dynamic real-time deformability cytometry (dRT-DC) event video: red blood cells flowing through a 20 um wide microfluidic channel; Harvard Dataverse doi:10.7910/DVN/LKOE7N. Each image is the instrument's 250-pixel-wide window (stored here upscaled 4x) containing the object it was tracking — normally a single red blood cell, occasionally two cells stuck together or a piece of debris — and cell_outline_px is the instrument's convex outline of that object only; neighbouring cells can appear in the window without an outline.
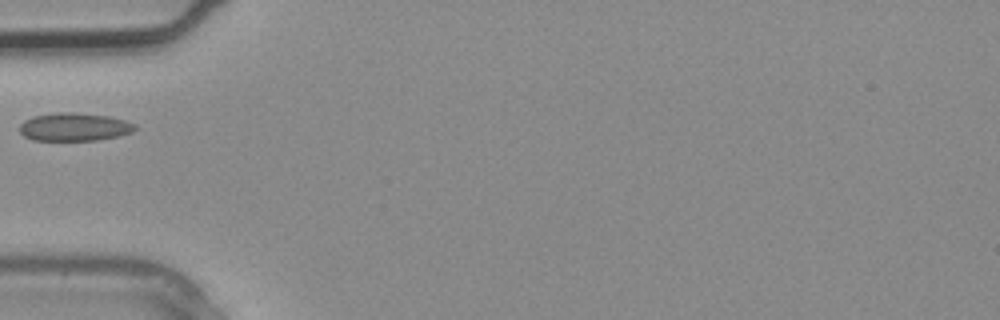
{"species": "common noctule bat (a hibernating species)", "species_latin": "Nyctalus noctula", "temperature_condition": "warm", "stored_images_in_passage": 1, "camera_frame_rate_fps": 3000, "um_per_image_px": 0.085, "animal": {"sex": "male", "body_mass_g": 20.4}, "frame": {"image": 1, "passage_image": 1, "time_ms": 0.0, "image_size_px": [1000, 320], "cell_outline_px": [[136, 128], [132, 132], [120, 136], [96, 140], [32, 140], [24, 136], [20, 132], [20, 124], [24, 120], [32, 116], [56, 112], [68, 112], [108, 116], [124, 120], [136, 124]], "centroid_in_image_um": [6.3, 10.79], "position_along_channel_um": 78.7, "area_um2": 18.9}}